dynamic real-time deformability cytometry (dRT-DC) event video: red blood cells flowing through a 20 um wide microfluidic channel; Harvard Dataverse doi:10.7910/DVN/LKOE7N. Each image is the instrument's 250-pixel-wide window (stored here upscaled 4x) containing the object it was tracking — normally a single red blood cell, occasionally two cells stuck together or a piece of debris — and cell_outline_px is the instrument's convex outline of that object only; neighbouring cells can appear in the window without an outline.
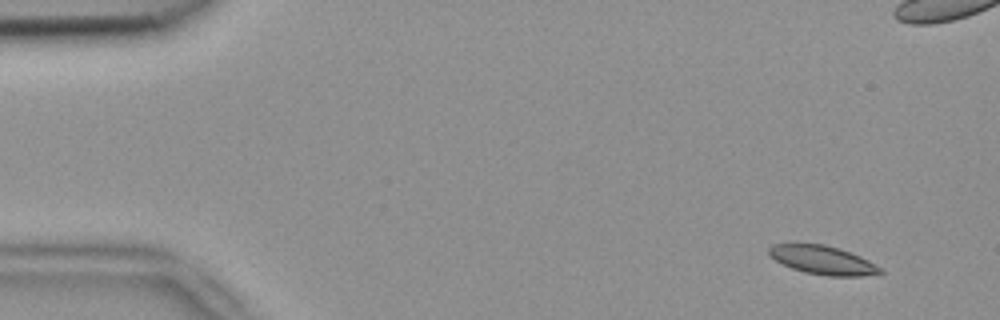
{"species": "common noctule bat (a hibernating species)", "species_latin": "Nyctalus noctula", "temperature_condition": "room temperature", "stored_images_in_passage": 5, "camera_frame_rate_fps": 3000, "um_per_image_px": 0.085, "animal": {"sex": "female", "body_mass_g": 18.4}, "frame": {"image": 1, "passage_image": 1, "time_ms": 0.0, "image_size_px": [1000, 320], "cell_outline_px": [[884, 272], [864, 276], [828, 276], [804, 272], [792, 268], [776, 260], [768, 252], [768, 248], [772, 244], [824, 244], [840, 248], [860, 256], [868, 260], [880, 268]], "centroid_in_image_um": [69.94, 22.1], "position_along_channel_um": 15.1, "area_um2": 18.38}}